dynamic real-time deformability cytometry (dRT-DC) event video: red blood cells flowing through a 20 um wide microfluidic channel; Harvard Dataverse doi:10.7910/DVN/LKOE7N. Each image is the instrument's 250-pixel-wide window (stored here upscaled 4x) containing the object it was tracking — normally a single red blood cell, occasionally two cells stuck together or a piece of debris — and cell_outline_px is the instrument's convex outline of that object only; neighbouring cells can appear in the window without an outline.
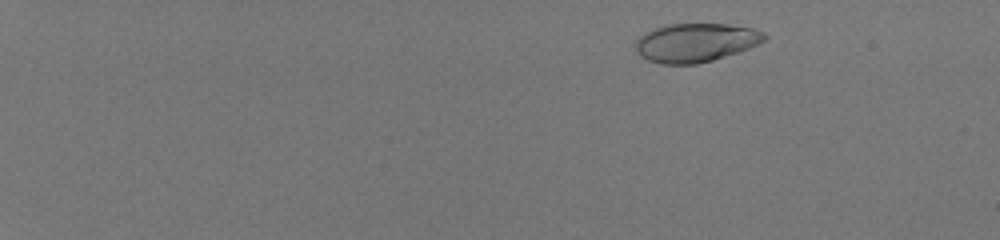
{"species": "human", "species_latin": "Homo sapiens", "temperature_condition": "room temperature", "stored_images_in_passage": 51, "camera_frame_rate_fps": 3000, "um_per_image_px": 0.085, "donor": {"sex": "male"}, "frame": {"image": 1, "passage_image": 6, "time_ms": 1.667, "image_size_px": [1000, 240], "cell_outline_px": [[768, 36], [760, 44], [712, 60], [696, 64], [660, 64], [648, 60], [640, 56], [636, 52], [636, 40], [640, 36], [656, 28], [668, 24], [728, 24], [752, 28], [764, 32]], "centroid_in_image_um": [59.14, 3.62], "position_along_channel_um": 25.9, "area_um2": 28.9}}
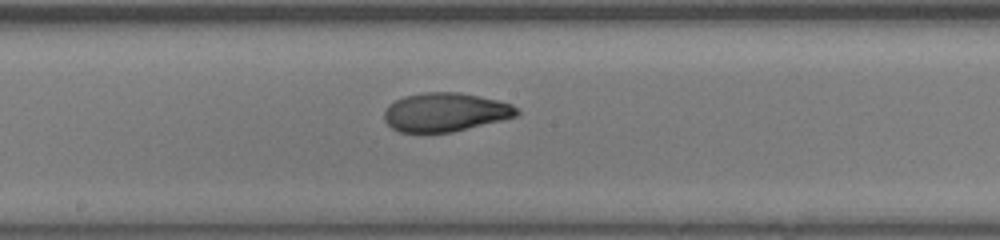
{"frame": {"image": 2, "passage_image": 32, "time_ms": 10.333, "image_size_px": [1000, 240], "cell_outline_px": [[520, 112], [516, 116], [504, 120], [452, 132], [400, 132], [392, 128], [384, 120], [384, 112], [388, 104], [404, 96], [424, 92], [460, 92], [500, 100], [512, 104]], "centroid_in_image_um": [37.86, 9.53], "position_along_channel_um": 210.3, "area_um2": 30.11}}
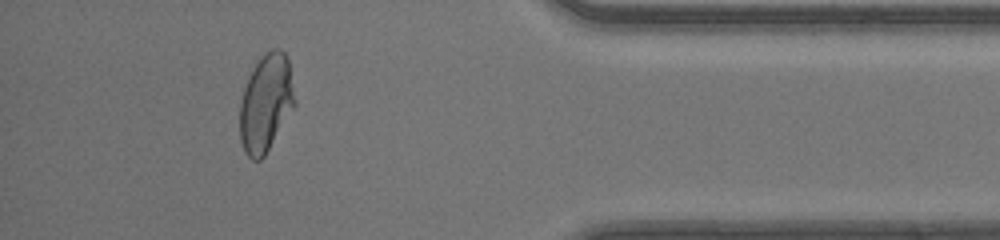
{"frame": {"image": 3, "passage_image": 48, "time_ms": 15.667, "image_size_px": [1000, 240], "cell_outline_px": [[296, 104], [264, 156], [260, 160], [252, 160], [244, 152], [240, 140], [240, 104], [244, 88], [248, 76], [256, 60], [264, 52], [272, 48], [280, 48], [284, 52], [288, 60], [296, 100]], "centroid_in_image_um": [22.59, 8.72], "position_along_channel_um": 412.6, "area_um2": 31.44}, "authors_computed_cell_mechanics": {"area_um2": 30.5762, "velocity_mm_per_s": 4.2, "shape_relaxation_time_tau1_ms": 6.9199, "shape_relaxation_time_tau2_ms": 0.9464, "deformation_change_tau1": 0.2633, "deformation_change_tau2": 0.0603}}